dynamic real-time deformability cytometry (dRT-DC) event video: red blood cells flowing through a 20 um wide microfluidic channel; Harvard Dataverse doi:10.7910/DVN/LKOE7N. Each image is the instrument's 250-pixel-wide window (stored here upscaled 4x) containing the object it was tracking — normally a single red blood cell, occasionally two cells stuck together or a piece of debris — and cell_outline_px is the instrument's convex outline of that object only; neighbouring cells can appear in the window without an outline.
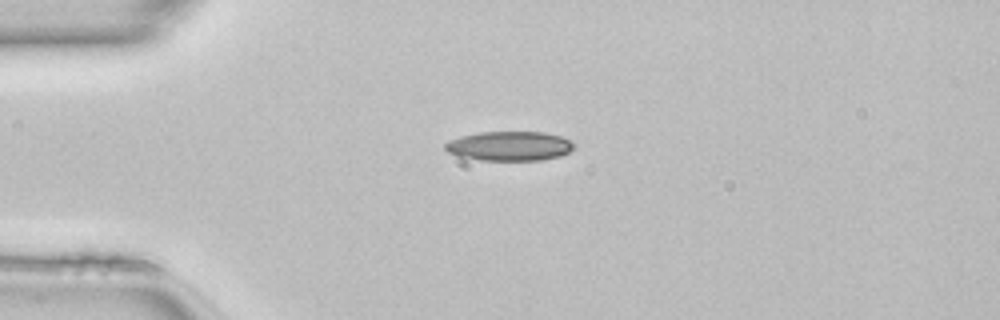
{"species": "common noctule bat (a hibernating species)", "species_latin": "Nyctalus noctula", "temperature_condition": "room temperature", "stored_images_in_passage": 38, "camera_frame_rate_fps": 3000, "um_per_image_px": 0.085, "animal": {"sex": "female", "body_mass_g": 22.7, "forearm_length_mm": 54.2}, "frame": {"image": 1, "passage_image": 1, "time_ms": 0.0, "image_size_px": [1000, 320], "cell_outline_px": [[572, 148], [568, 152], [560, 156], [540, 160], [480, 160], [460, 156], [448, 152], [444, 148], [444, 144], [448, 140], [460, 136], [480, 132], [544, 132], [564, 136], [572, 144]], "centroid_in_image_um": [43.27, 12.4], "position_along_channel_um": 41.7, "area_um2": 22.02}}
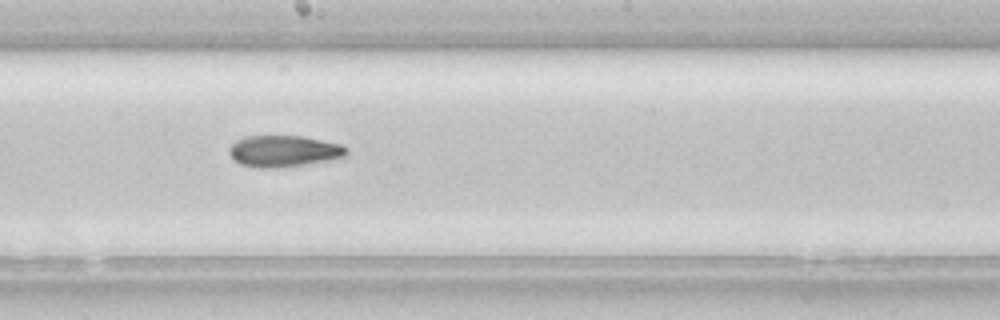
{"frame": {"image": 2, "passage_image": 16, "time_ms": 5.0, "image_size_px": [1000, 320], "cell_outline_px": [[348, 156], [328, 160], [284, 168], [260, 168], [240, 164], [232, 160], [228, 152], [228, 148], [236, 140], [244, 136], [304, 136], [340, 144], [348, 148]], "centroid_in_image_um": [24.1, 12.85], "position_along_channel_um": 224.1, "area_um2": 21.85}}
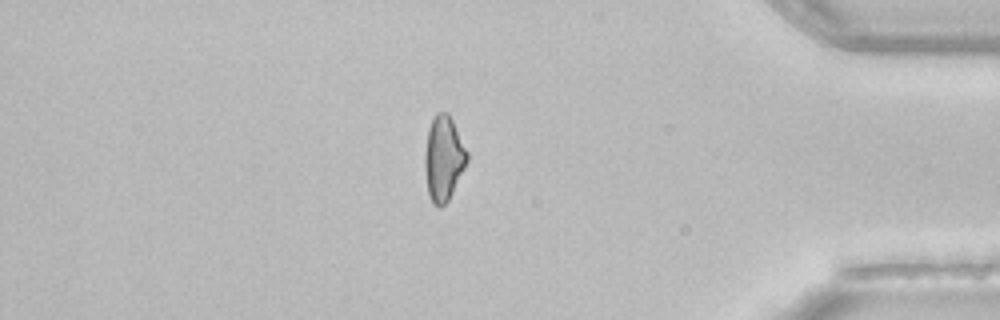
{"frame": {"image": 3, "passage_image": 31, "time_ms": 10.0, "image_size_px": [1000, 320], "cell_outline_px": [[468, 160], [448, 200], [440, 208], [432, 204], [428, 192], [424, 168], [424, 156], [428, 128], [436, 112], [448, 112], [468, 152]], "centroid_in_image_um": [37.68, 13.46], "position_along_channel_um": 397.5, "area_um2": 20.81}, "authors_computed_cell_mechanics": {"area_um2": 21.2126, "velocity_mm_per_s": 4.1635, "shape_relaxation_time_tau1_ms": null, "shape_relaxation_time_tau2_ms": 10.243, "deformation_change_tau1": null, "deformation_change_tau2": 0.2085}}